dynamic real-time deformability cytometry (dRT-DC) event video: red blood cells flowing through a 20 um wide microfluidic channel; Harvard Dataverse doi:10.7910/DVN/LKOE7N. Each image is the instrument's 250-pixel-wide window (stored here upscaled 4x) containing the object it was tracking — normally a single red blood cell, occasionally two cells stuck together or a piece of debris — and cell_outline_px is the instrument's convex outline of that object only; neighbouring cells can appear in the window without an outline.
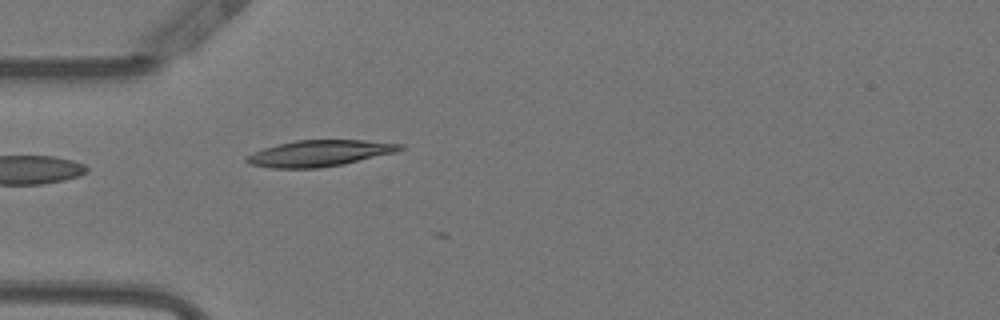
{"species": "Egyptian fruit bat (a non-hibernating species)", "species_latin": "Rousettus aegyptiacus", "temperature_condition": "warm", "stored_images_in_passage": 2, "camera_frame_rate_fps": 3000, "um_per_image_px": 0.085, "animal": {"sex": "female"}, "frame": {"image": 1, "passage_image": 1, "time_ms": 0.0, "image_size_px": [1000, 320], "cell_outline_px": [[404, 148], [396, 152], [344, 164], [320, 168], [272, 168], [248, 164], [244, 160], [248, 156], [264, 148], [296, 140], [364, 140], [404, 144]], "centroid_in_image_um": [27.19, 13.03], "position_along_channel_um": 57.8, "area_um2": 23.29}}